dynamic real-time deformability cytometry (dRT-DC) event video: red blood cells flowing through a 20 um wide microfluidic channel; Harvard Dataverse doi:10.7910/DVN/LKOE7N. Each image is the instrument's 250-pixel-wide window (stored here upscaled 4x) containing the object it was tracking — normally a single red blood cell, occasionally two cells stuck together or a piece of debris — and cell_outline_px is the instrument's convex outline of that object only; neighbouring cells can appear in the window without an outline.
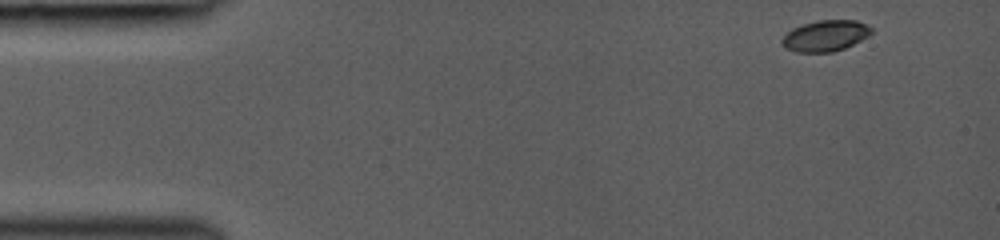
{"species": "common noctule bat (a hibernating species)", "species_latin": "Nyctalus noctula", "temperature_condition": "room temperature", "stored_images_in_passage": 13, "camera_frame_rate_fps": 3000, "um_per_image_px": 0.085, "animal": {"sex": "female", "body_mass_g": 19.0, "forearm_length_mm": 53.3}, "frame": {"image": 1, "passage_image": 1, "time_ms": 0.0, "image_size_px": [1000, 240], "cell_outline_px": [[872, 32], [868, 36], [844, 48], [832, 52], [796, 52], [788, 48], [780, 40], [792, 28], [804, 24], [820, 20], [856, 20], [872, 28]], "centroid_in_image_um": [70.17, 3.04], "position_along_channel_um": 14.8, "area_um2": 15.84}}
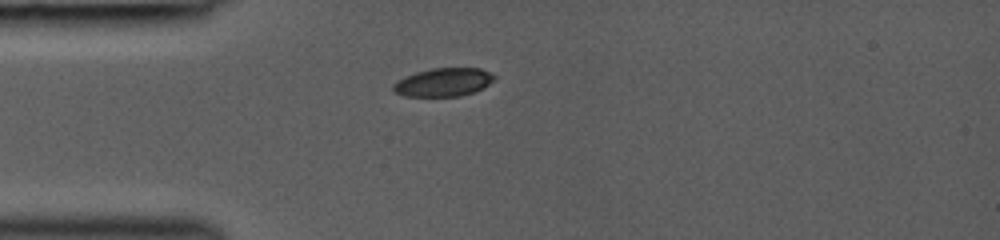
{"frame": {"image": 2, "passage_image": 10, "time_ms": 3.0, "image_size_px": [1000, 240], "cell_outline_px": [[496, 76], [484, 88], [460, 96], [404, 96], [392, 92], [392, 84], [416, 72], [432, 68], [480, 68]], "centroid_in_image_um": [37.67, 6.99], "position_along_channel_um": 47.3, "area_um2": 16.53}}